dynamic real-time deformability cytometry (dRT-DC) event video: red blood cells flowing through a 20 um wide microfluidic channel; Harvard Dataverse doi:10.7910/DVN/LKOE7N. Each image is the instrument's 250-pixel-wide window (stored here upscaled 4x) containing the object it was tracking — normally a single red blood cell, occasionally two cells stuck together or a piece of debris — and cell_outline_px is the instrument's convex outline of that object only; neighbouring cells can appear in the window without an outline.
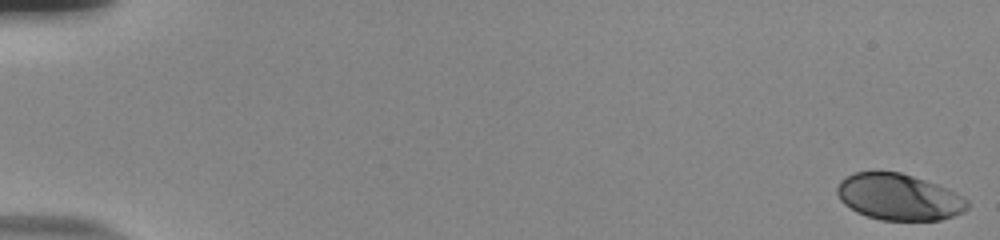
{"species": "human", "species_latin": "Homo sapiens", "temperature_condition": "room temperature", "stored_images_in_passage": 56, "camera_frame_rate_fps": 3000, "um_per_image_px": 0.085, "donor": {"sex": "male"}, "frame": {"image": 1, "passage_image": 1, "time_ms": 0.0, "image_size_px": [1000, 240], "cell_outline_px": [[968, 208], [964, 212], [940, 220], [880, 220], [856, 212], [844, 204], [840, 200], [836, 192], [836, 188], [840, 180], [856, 172], [900, 172], [924, 180], [944, 188], [968, 200]], "centroid_in_image_um": [76.36, 16.76], "position_along_channel_um": 8.6, "area_um2": 34.8}}
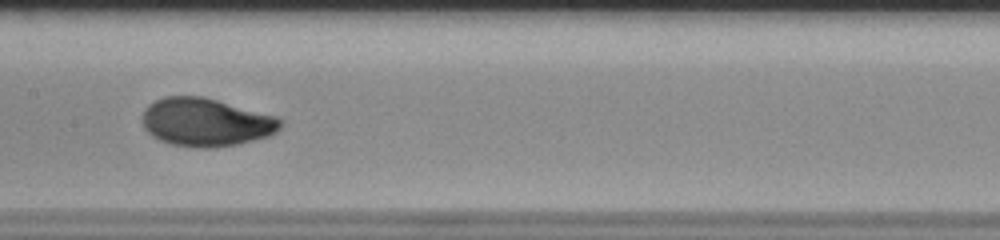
{"frame": {"image": 2, "passage_image": 30, "time_ms": 9.667, "image_size_px": [1000, 240], "cell_outline_px": [[284, 124], [276, 132], [268, 136], [236, 144], [212, 148], [196, 148], [168, 144], [152, 136], [144, 128], [144, 108], [148, 104], [164, 96], [204, 96], [276, 116], [284, 120]], "centroid_in_image_um": [17.51, 10.39], "position_along_channel_um": 189.9, "area_um2": 38.96}}
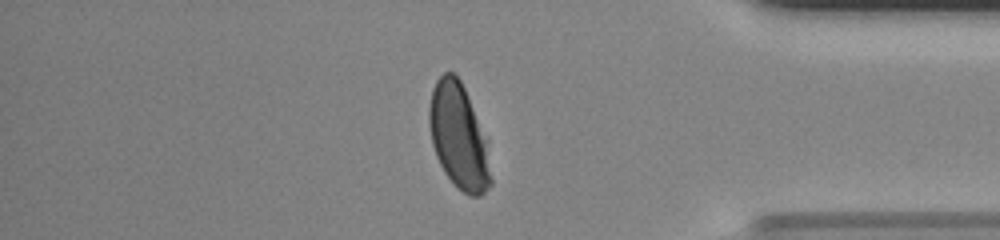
{"frame": {"image": 3, "passage_image": 48, "time_ms": 15.667, "image_size_px": [1000, 240], "cell_outline_px": [[492, 184], [480, 196], [468, 196], [444, 172], [436, 156], [432, 144], [428, 120], [428, 108], [432, 88], [436, 80], [444, 72], [452, 72], [460, 80], [464, 88], [484, 144], [492, 180]], "centroid_in_image_um": [38.91, 11.6], "position_along_channel_um": 396.3, "area_um2": 36.24}, "authors_computed_cell_mechanics": {"area_um2": 37.0498, "velocity_mm_per_s": 3.7762, "shape_relaxation_time_tau1_ms": 3.2336, "shape_relaxation_time_tau2_ms": null, "deformation_change_tau1": 0.1609, "deformation_change_tau2": null}}